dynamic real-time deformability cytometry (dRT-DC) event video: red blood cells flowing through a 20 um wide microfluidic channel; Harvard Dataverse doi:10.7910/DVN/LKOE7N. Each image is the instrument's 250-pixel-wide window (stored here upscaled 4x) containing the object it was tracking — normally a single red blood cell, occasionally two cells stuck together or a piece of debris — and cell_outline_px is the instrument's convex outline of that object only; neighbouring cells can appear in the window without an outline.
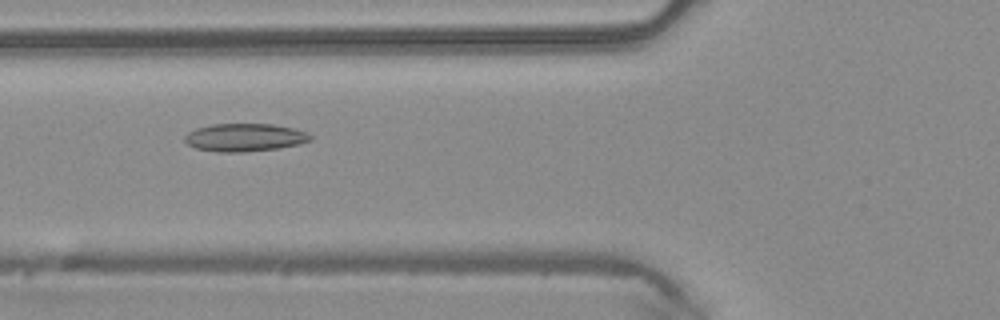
{"species": "common noctule bat (a hibernating species)", "species_latin": "Nyctalus noctula", "temperature_condition": "warm", "stored_images_in_passage": 33, "camera_frame_rate_fps": 3000, "um_per_image_px": 0.085, "animal": {"sex": "male", "body_mass_g": 20.4}, "frame": {"image": 1, "passage_image": 3, "time_ms": 0.667, "image_size_px": [1000, 320], "cell_outline_px": [[312, 140], [300, 144], [276, 148], [244, 152], [216, 152], [196, 148], [188, 144], [184, 140], [184, 136], [188, 132], [196, 128], [212, 124], [272, 124], [292, 128], [308, 132], [312, 136]], "centroid_in_image_um": [20.8, 11.68], "position_along_channel_um": 105.0, "area_um2": 20.46}}
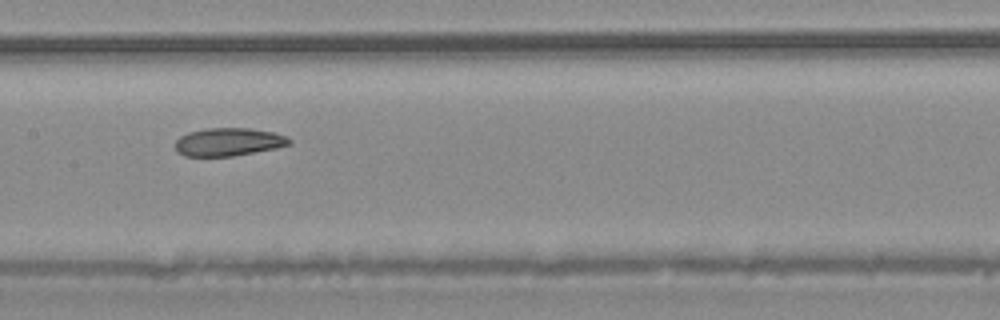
{"frame": {"image": 2, "passage_image": 9, "time_ms": 2.667, "image_size_px": [1000, 320], "cell_outline_px": [[292, 144], [276, 148], [232, 156], [184, 156], [176, 152], [176, 140], [180, 136], [188, 132], [208, 128], [252, 128], [272, 132], [288, 136], [292, 140]], "centroid_in_image_um": [19.44, 12.06], "position_along_channel_um": 188.0, "area_um2": 18.73}}
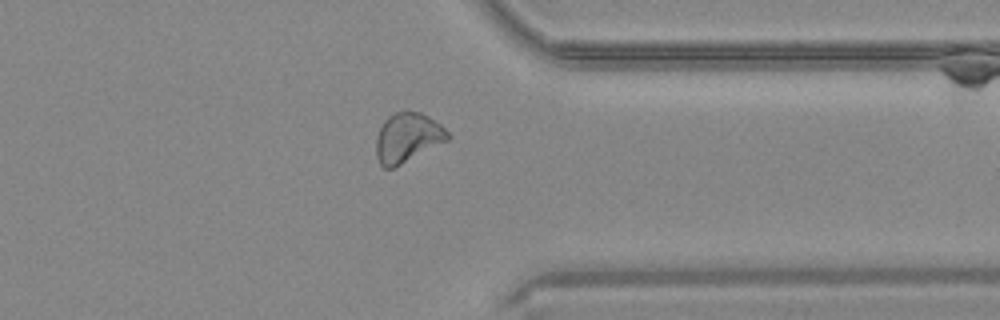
{"frame": {"image": 3, "passage_image": 23, "time_ms": 7.333, "image_size_px": [1000, 320], "cell_outline_px": [[448, 140], [392, 168], [384, 168], [380, 164], [376, 156], [376, 136], [384, 120], [388, 116], [404, 108], [420, 112], [428, 116], [440, 124], [448, 132]], "centroid_in_image_um": [34.6, 11.65], "position_along_channel_um": 376.8, "area_um2": 20.58}}